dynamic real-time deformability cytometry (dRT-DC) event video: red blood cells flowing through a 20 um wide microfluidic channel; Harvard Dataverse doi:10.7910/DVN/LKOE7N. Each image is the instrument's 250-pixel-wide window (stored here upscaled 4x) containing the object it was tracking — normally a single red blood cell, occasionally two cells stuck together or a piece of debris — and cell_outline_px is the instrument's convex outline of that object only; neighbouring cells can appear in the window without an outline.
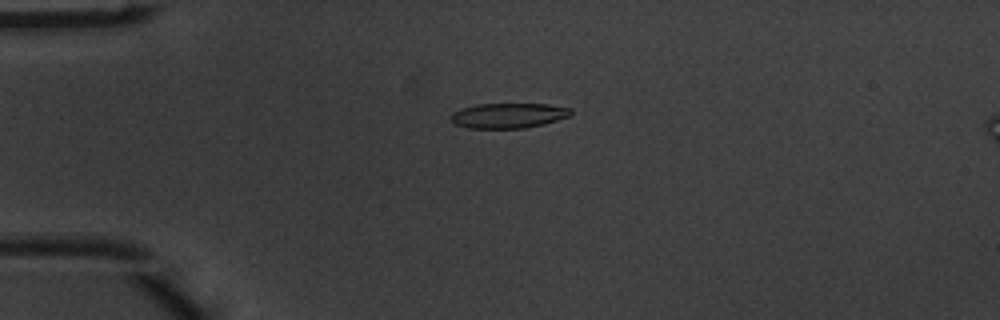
{"species": "common noctule bat (a hibernating species)", "species_latin": "Nyctalus noctula", "temperature_condition": "warm", "stored_images_in_passage": 5, "camera_frame_rate_fps": 3000, "um_per_image_px": 0.085, "animal": {"sex": "male", "body_mass_g": 20.1, "forearm_length_mm": 53.5}, "frame": {"image": 1, "passage_image": 4, "time_ms": 1.0, "image_size_px": [1000, 320], "cell_outline_px": [[572, 116], [544, 124], [524, 128], [468, 128], [456, 124], [448, 116], [452, 112], [460, 108], [476, 104], [548, 104], [572, 108]], "centroid_in_image_um": [43.23, 9.81], "position_along_channel_um": 41.8, "area_um2": 17.74}}